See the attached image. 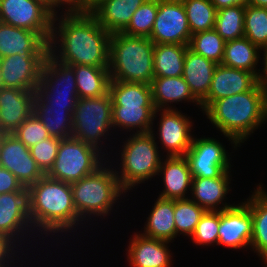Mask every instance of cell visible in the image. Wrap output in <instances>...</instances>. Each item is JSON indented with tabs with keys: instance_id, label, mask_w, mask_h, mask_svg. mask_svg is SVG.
<instances>
[{
	"instance_id": "ba28073f",
	"label": "cell",
	"mask_w": 267,
	"mask_h": 267,
	"mask_svg": "<svg viewBox=\"0 0 267 267\" xmlns=\"http://www.w3.org/2000/svg\"><path fill=\"white\" fill-rule=\"evenodd\" d=\"M105 157L97 148L83 141L73 137L62 139L56 160L46 175L72 184L95 172L106 162L108 157Z\"/></svg>"
},
{
	"instance_id": "4fadbf2b",
	"label": "cell",
	"mask_w": 267,
	"mask_h": 267,
	"mask_svg": "<svg viewBox=\"0 0 267 267\" xmlns=\"http://www.w3.org/2000/svg\"><path fill=\"white\" fill-rule=\"evenodd\" d=\"M174 109H157L154 112L153 124L159 114V127L157 137L162 145L167 157L185 156L192 144L193 134H191L194 122L184 113ZM160 112V113H159ZM193 122V123H192ZM193 124V125H192ZM159 132V133H158Z\"/></svg>"
},
{
	"instance_id": "6da1fadb",
	"label": "cell",
	"mask_w": 267,
	"mask_h": 267,
	"mask_svg": "<svg viewBox=\"0 0 267 267\" xmlns=\"http://www.w3.org/2000/svg\"><path fill=\"white\" fill-rule=\"evenodd\" d=\"M110 36L89 11L61 10L53 17L48 53L68 66L108 67Z\"/></svg>"
},
{
	"instance_id": "f546056e",
	"label": "cell",
	"mask_w": 267,
	"mask_h": 267,
	"mask_svg": "<svg viewBox=\"0 0 267 267\" xmlns=\"http://www.w3.org/2000/svg\"><path fill=\"white\" fill-rule=\"evenodd\" d=\"M33 112L44 124L50 136L59 139L72 137V112L67 107L48 106L35 94Z\"/></svg>"
},
{
	"instance_id": "681fc988",
	"label": "cell",
	"mask_w": 267,
	"mask_h": 267,
	"mask_svg": "<svg viewBox=\"0 0 267 267\" xmlns=\"http://www.w3.org/2000/svg\"><path fill=\"white\" fill-rule=\"evenodd\" d=\"M247 5L267 8V0H247Z\"/></svg>"
},
{
	"instance_id": "484cf974",
	"label": "cell",
	"mask_w": 267,
	"mask_h": 267,
	"mask_svg": "<svg viewBox=\"0 0 267 267\" xmlns=\"http://www.w3.org/2000/svg\"><path fill=\"white\" fill-rule=\"evenodd\" d=\"M258 186V187H257ZM244 201L252 215V239L250 250L258 255L262 262L267 261V191L260 183Z\"/></svg>"
},
{
	"instance_id": "7bdbcfd3",
	"label": "cell",
	"mask_w": 267,
	"mask_h": 267,
	"mask_svg": "<svg viewBox=\"0 0 267 267\" xmlns=\"http://www.w3.org/2000/svg\"><path fill=\"white\" fill-rule=\"evenodd\" d=\"M13 134L28 148L50 137L44 124L34 112L30 114Z\"/></svg>"
},
{
	"instance_id": "603a6c76",
	"label": "cell",
	"mask_w": 267,
	"mask_h": 267,
	"mask_svg": "<svg viewBox=\"0 0 267 267\" xmlns=\"http://www.w3.org/2000/svg\"><path fill=\"white\" fill-rule=\"evenodd\" d=\"M230 173L231 171H225L220 177L214 178L193 177L189 198L206 211H222L231 208L235 203L232 205L225 202L226 195L231 191Z\"/></svg>"
},
{
	"instance_id": "f5cc1de1",
	"label": "cell",
	"mask_w": 267,
	"mask_h": 267,
	"mask_svg": "<svg viewBox=\"0 0 267 267\" xmlns=\"http://www.w3.org/2000/svg\"><path fill=\"white\" fill-rule=\"evenodd\" d=\"M3 87V78H2V71H1V65H0V89Z\"/></svg>"
},
{
	"instance_id": "e575fe53",
	"label": "cell",
	"mask_w": 267,
	"mask_h": 267,
	"mask_svg": "<svg viewBox=\"0 0 267 267\" xmlns=\"http://www.w3.org/2000/svg\"><path fill=\"white\" fill-rule=\"evenodd\" d=\"M188 19L191 34L211 30L215 27L217 9L211 0H181Z\"/></svg>"
},
{
	"instance_id": "277c9868",
	"label": "cell",
	"mask_w": 267,
	"mask_h": 267,
	"mask_svg": "<svg viewBox=\"0 0 267 267\" xmlns=\"http://www.w3.org/2000/svg\"><path fill=\"white\" fill-rule=\"evenodd\" d=\"M110 159H107L108 161L106 160L92 174L71 184L77 214L89 224L97 217L103 220L109 216L113 212L116 202L118 203L126 193L121 188L116 176L114 169L116 165H111L113 162L115 163V160L110 162Z\"/></svg>"
},
{
	"instance_id": "816d5d0a",
	"label": "cell",
	"mask_w": 267,
	"mask_h": 267,
	"mask_svg": "<svg viewBox=\"0 0 267 267\" xmlns=\"http://www.w3.org/2000/svg\"><path fill=\"white\" fill-rule=\"evenodd\" d=\"M54 12V0H40Z\"/></svg>"
},
{
	"instance_id": "db71d44e",
	"label": "cell",
	"mask_w": 267,
	"mask_h": 267,
	"mask_svg": "<svg viewBox=\"0 0 267 267\" xmlns=\"http://www.w3.org/2000/svg\"><path fill=\"white\" fill-rule=\"evenodd\" d=\"M265 265H263L264 267H267V261L263 262Z\"/></svg>"
},
{
	"instance_id": "d590c367",
	"label": "cell",
	"mask_w": 267,
	"mask_h": 267,
	"mask_svg": "<svg viewBox=\"0 0 267 267\" xmlns=\"http://www.w3.org/2000/svg\"><path fill=\"white\" fill-rule=\"evenodd\" d=\"M205 212L204 208L190 198L174 200L176 238L180 235L190 238Z\"/></svg>"
},
{
	"instance_id": "60d3db41",
	"label": "cell",
	"mask_w": 267,
	"mask_h": 267,
	"mask_svg": "<svg viewBox=\"0 0 267 267\" xmlns=\"http://www.w3.org/2000/svg\"><path fill=\"white\" fill-rule=\"evenodd\" d=\"M218 230L219 211H206L197 224L190 240L197 246H217Z\"/></svg>"
},
{
	"instance_id": "30bf717a",
	"label": "cell",
	"mask_w": 267,
	"mask_h": 267,
	"mask_svg": "<svg viewBox=\"0 0 267 267\" xmlns=\"http://www.w3.org/2000/svg\"><path fill=\"white\" fill-rule=\"evenodd\" d=\"M54 12L40 0H0V21L37 32L49 43Z\"/></svg>"
},
{
	"instance_id": "7dc6e473",
	"label": "cell",
	"mask_w": 267,
	"mask_h": 267,
	"mask_svg": "<svg viewBox=\"0 0 267 267\" xmlns=\"http://www.w3.org/2000/svg\"><path fill=\"white\" fill-rule=\"evenodd\" d=\"M214 7L218 10L233 7V6H246L247 0H211Z\"/></svg>"
},
{
	"instance_id": "52a82bcc",
	"label": "cell",
	"mask_w": 267,
	"mask_h": 267,
	"mask_svg": "<svg viewBox=\"0 0 267 267\" xmlns=\"http://www.w3.org/2000/svg\"><path fill=\"white\" fill-rule=\"evenodd\" d=\"M72 124L73 138L97 148L105 156L109 155L103 141L108 140L107 136H111V133H115L111 131L113 130L111 94L108 92L100 97L78 99L72 113Z\"/></svg>"
},
{
	"instance_id": "8d00e7d4",
	"label": "cell",
	"mask_w": 267,
	"mask_h": 267,
	"mask_svg": "<svg viewBox=\"0 0 267 267\" xmlns=\"http://www.w3.org/2000/svg\"><path fill=\"white\" fill-rule=\"evenodd\" d=\"M245 6H233L217 11L216 32L225 40L230 41L244 37Z\"/></svg>"
},
{
	"instance_id": "ee69618b",
	"label": "cell",
	"mask_w": 267,
	"mask_h": 267,
	"mask_svg": "<svg viewBox=\"0 0 267 267\" xmlns=\"http://www.w3.org/2000/svg\"><path fill=\"white\" fill-rule=\"evenodd\" d=\"M20 250L22 253L23 250L19 249V246L12 239L0 233V267H10L12 263H18L15 259H18L20 262L22 257H18L19 255H17V253H20Z\"/></svg>"
},
{
	"instance_id": "83f0119b",
	"label": "cell",
	"mask_w": 267,
	"mask_h": 267,
	"mask_svg": "<svg viewBox=\"0 0 267 267\" xmlns=\"http://www.w3.org/2000/svg\"><path fill=\"white\" fill-rule=\"evenodd\" d=\"M216 66L213 61L187 49L182 77L200 102L208 95Z\"/></svg>"
},
{
	"instance_id": "7c38bea8",
	"label": "cell",
	"mask_w": 267,
	"mask_h": 267,
	"mask_svg": "<svg viewBox=\"0 0 267 267\" xmlns=\"http://www.w3.org/2000/svg\"><path fill=\"white\" fill-rule=\"evenodd\" d=\"M231 154L223 143L211 137H193L191 147L186 153L193 177H220L225 171H230Z\"/></svg>"
},
{
	"instance_id": "ffe728a7",
	"label": "cell",
	"mask_w": 267,
	"mask_h": 267,
	"mask_svg": "<svg viewBox=\"0 0 267 267\" xmlns=\"http://www.w3.org/2000/svg\"><path fill=\"white\" fill-rule=\"evenodd\" d=\"M36 91L0 89V133L13 134L33 112Z\"/></svg>"
},
{
	"instance_id": "c3c4849f",
	"label": "cell",
	"mask_w": 267,
	"mask_h": 267,
	"mask_svg": "<svg viewBox=\"0 0 267 267\" xmlns=\"http://www.w3.org/2000/svg\"><path fill=\"white\" fill-rule=\"evenodd\" d=\"M263 63L261 65H263L264 67V72H263V76H262V79H261V82L263 84V87L266 89L267 91V52L264 53V57L262 59Z\"/></svg>"
},
{
	"instance_id": "2e32d148",
	"label": "cell",
	"mask_w": 267,
	"mask_h": 267,
	"mask_svg": "<svg viewBox=\"0 0 267 267\" xmlns=\"http://www.w3.org/2000/svg\"><path fill=\"white\" fill-rule=\"evenodd\" d=\"M218 234V245L231 248V250L250 249L252 215L244 202L219 211Z\"/></svg>"
},
{
	"instance_id": "f907efd6",
	"label": "cell",
	"mask_w": 267,
	"mask_h": 267,
	"mask_svg": "<svg viewBox=\"0 0 267 267\" xmlns=\"http://www.w3.org/2000/svg\"><path fill=\"white\" fill-rule=\"evenodd\" d=\"M100 0H83V11H89Z\"/></svg>"
},
{
	"instance_id": "836d02e7",
	"label": "cell",
	"mask_w": 267,
	"mask_h": 267,
	"mask_svg": "<svg viewBox=\"0 0 267 267\" xmlns=\"http://www.w3.org/2000/svg\"><path fill=\"white\" fill-rule=\"evenodd\" d=\"M109 93L112 98V106L155 107L149 84L111 80Z\"/></svg>"
},
{
	"instance_id": "5bb4252c",
	"label": "cell",
	"mask_w": 267,
	"mask_h": 267,
	"mask_svg": "<svg viewBox=\"0 0 267 267\" xmlns=\"http://www.w3.org/2000/svg\"><path fill=\"white\" fill-rule=\"evenodd\" d=\"M0 233L7 235L20 249L25 247L26 237L35 233L29 218L28 191L0 194Z\"/></svg>"
},
{
	"instance_id": "d4e9b609",
	"label": "cell",
	"mask_w": 267,
	"mask_h": 267,
	"mask_svg": "<svg viewBox=\"0 0 267 267\" xmlns=\"http://www.w3.org/2000/svg\"><path fill=\"white\" fill-rule=\"evenodd\" d=\"M155 109H174L173 103H191L201 108V102L192 94L182 76L154 77L150 84ZM186 101V102H185ZM174 106H170V105Z\"/></svg>"
},
{
	"instance_id": "b9f144b4",
	"label": "cell",
	"mask_w": 267,
	"mask_h": 267,
	"mask_svg": "<svg viewBox=\"0 0 267 267\" xmlns=\"http://www.w3.org/2000/svg\"><path fill=\"white\" fill-rule=\"evenodd\" d=\"M61 140L50 136L29 148L32 158L45 175L50 171L56 160Z\"/></svg>"
},
{
	"instance_id": "f1b7e54d",
	"label": "cell",
	"mask_w": 267,
	"mask_h": 267,
	"mask_svg": "<svg viewBox=\"0 0 267 267\" xmlns=\"http://www.w3.org/2000/svg\"><path fill=\"white\" fill-rule=\"evenodd\" d=\"M153 205L144 223V230L140 234L173 243L176 238L174 200L157 197Z\"/></svg>"
},
{
	"instance_id": "ab89813d",
	"label": "cell",
	"mask_w": 267,
	"mask_h": 267,
	"mask_svg": "<svg viewBox=\"0 0 267 267\" xmlns=\"http://www.w3.org/2000/svg\"><path fill=\"white\" fill-rule=\"evenodd\" d=\"M157 11L158 0H146L134 12L129 25L122 33L128 36L150 37Z\"/></svg>"
},
{
	"instance_id": "3957f363",
	"label": "cell",
	"mask_w": 267,
	"mask_h": 267,
	"mask_svg": "<svg viewBox=\"0 0 267 267\" xmlns=\"http://www.w3.org/2000/svg\"><path fill=\"white\" fill-rule=\"evenodd\" d=\"M203 114L237 150L267 122V91L260 80L249 91L214 101Z\"/></svg>"
},
{
	"instance_id": "e0dca14e",
	"label": "cell",
	"mask_w": 267,
	"mask_h": 267,
	"mask_svg": "<svg viewBox=\"0 0 267 267\" xmlns=\"http://www.w3.org/2000/svg\"><path fill=\"white\" fill-rule=\"evenodd\" d=\"M46 57L22 56L19 54L1 57L3 87L36 91L41 80V71Z\"/></svg>"
},
{
	"instance_id": "bcb514c9",
	"label": "cell",
	"mask_w": 267,
	"mask_h": 267,
	"mask_svg": "<svg viewBox=\"0 0 267 267\" xmlns=\"http://www.w3.org/2000/svg\"><path fill=\"white\" fill-rule=\"evenodd\" d=\"M61 8L66 9L65 12L83 11V0H54V13H58Z\"/></svg>"
},
{
	"instance_id": "8fae6325",
	"label": "cell",
	"mask_w": 267,
	"mask_h": 267,
	"mask_svg": "<svg viewBox=\"0 0 267 267\" xmlns=\"http://www.w3.org/2000/svg\"><path fill=\"white\" fill-rule=\"evenodd\" d=\"M191 31L181 0H158V11L149 39L154 44L189 45Z\"/></svg>"
},
{
	"instance_id": "9c48e42d",
	"label": "cell",
	"mask_w": 267,
	"mask_h": 267,
	"mask_svg": "<svg viewBox=\"0 0 267 267\" xmlns=\"http://www.w3.org/2000/svg\"><path fill=\"white\" fill-rule=\"evenodd\" d=\"M36 95L48 106L67 107L73 113L79 99L73 69L48 54Z\"/></svg>"
},
{
	"instance_id": "7402d4cb",
	"label": "cell",
	"mask_w": 267,
	"mask_h": 267,
	"mask_svg": "<svg viewBox=\"0 0 267 267\" xmlns=\"http://www.w3.org/2000/svg\"><path fill=\"white\" fill-rule=\"evenodd\" d=\"M165 158H162L157 173L163 178L164 184L163 191L158 197L170 200L189 198L193 176L187 158L185 156H166Z\"/></svg>"
},
{
	"instance_id": "d6986e66",
	"label": "cell",
	"mask_w": 267,
	"mask_h": 267,
	"mask_svg": "<svg viewBox=\"0 0 267 267\" xmlns=\"http://www.w3.org/2000/svg\"><path fill=\"white\" fill-rule=\"evenodd\" d=\"M132 237V238H131ZM127 248V262L130 267H171L172 252L168 244L170 241L149 238L134 232ZM171 252V253H170Z\"/></svg>"
},
{
	"instance_id": "f6af8a7d",
	"label": "cell",
	"mask_w": 267,
	"mask_h": 267,
	"mask_svg": "<svg viewBox=\"0 0 267 267\" xmlns=\"http://www.w3.org/2000/svg\"><path fill=\"white\" fill-rule=\"evenodd\" d=\"M15 191H27V188L23 187L14 174L0 166V194Z\"/></svg>"
},
{
	"instance_id": "4316f807",
	"label": "cell",
	"mask_w": 267,
	"mask_h": 267,
	"mask_svg": "<svg viewBox=\"0 0 267 267\" xmlns=\"http://www.w3.org/2000/svg\"><path fill=\"white\" fill-rule=\"evenodd\" d=\"M252 44L246 37L225 42L222 65L230 68L242 69L253 73L259 80L262 79L264 68H257L259 60L265 52ZM263 55H260V54Z\"/></svg>"
},
{
	"instance_id": "5b68a950",
	"label": "cell",
	"mask_w": 267,
	"mask_h": 267,
	"mask_svg": "<svg viewBox=\"0 0 267 267\" xmlns=\"http://www.w3.org/2000/svg\"><path fill=\"white\" fill-rule=\"evenodd\" d=\"M154 45L149 37L111 34L108 66L111 80L150 85L154 79Z\"/></svg>"
},
{
	"instance_id": "f35d334b",
	"label": "cell",
	"mask_w": 267,
	"mask_h": 267,
	"mask_svg": "<svg viewBox=\"0 0 267 267\" xmlns=\"http://www.w3.org/2000/svg\"><path fill=\"white\" fill-rule=\"evenodd\" d=\"M225 40L213 28L191 35L189 49L194 53L221 64L224 55Z\"/></svg>"
},
{
	"instance_id": "4dcf8cb0",
	"label": "cell",
	"mask_w": 267,
	"mask_h": 267,
	"mask_svg": "<svg viewBox=\"0 0 267 267\" xmlns=\"http://www.w3.org/2000/svg\"><path fill=\"white\" fill-rule=\"evenodd\" d=\"M77 82L78 98L100 97L109 92L111 81L108 67L70 66Z\"/></svg>"
},
{
	"instance_id": "ac0fdd59",
	"label": "cell",
	"mask_w": 267,
	"mask_h": 267,
	"mask_svg": "<svg viewBox=\"0 0 267 267\" xmlns=\"http://www.w3.org/2000/svg\"><path fill=\"white\" fill-rule=\"evenodd\" d=\"M260 80L251 72L217 64L208 95L201 101L202 113L216 100L251 90Z\"/></svg>"
},
{
	"instance_id": "9a60e30c",
	"label": "cell",
	"mask_w": 267,
	"mask_h": 267,
	"mask_svg": "<svg viewBox=\"0 0 267 267\" xmlns=\"http://www.w3.org/2000/svg\"><path fill=\"white\" fill-rule=\"evenodd\" d=\"M0 166L14 174L25 188L45 175L32 158L29 148L14 134H1Z\"/></svg>"
},
{
	"instance_id": "d6a6232c",
	"label": "cell",
	"mask_w": 267,
	"mask_h": 267,
	"mask_svg": "<svg viewBox=\"0 0 267 267\" xmlns=\"http://www.w3.org/2000/svg\"><path fill=\"white\" fill-rule=\"evenodd\" d=\"M188 45L155 44L154 77H179L183 74L184 58Z\"/></svg>"
},
{
	"instance_id": "44dd1931",
	"label": "cell",
	"mask_w": 267,
	"mask_h": 267,
	"mask_svg": "<svg viewBox=\"0 0 267 267\" xmlns=\"http://www.w3.org/2000/svg\"><path fill=\"white\" fill-rule=\"evenodd\" d=\"M15 54L47 56L48 43L37 32L0 21V58Z\"/></svg>"
},
{
	"instance_id": "cb8c5ba5",
	"label": "cell",
	"mask_w": 267,
	"mask_h": 267,
	"mask_svg": "<svg viewBox=\"0 0 267 267\" xmlns=\"http://www.w3.org/2000/svg\"><path fill=\"white\" fill-rule=\"evenodd\" d=\"M146 0H100L89 12L110 34L122 33Z\"/></svg>"
},
{
	"instance_id": "8992f818",
	"label": "cell",
	"mask_w": 267,
	"mask_h": 267,
	"mask_svg": "<svg viewBox=\"0 0 267 267\" xmlns=\"http://www.w3.org/2000/svg\"><path fill=\"white\" fill-rule=\"evenodd\" d=\"M152 127L150 133L132 134L123 141L119 153L120 164L115 168L121 188L130 192L136 185L157 176L162 158L159 142ZM155 134V135H154ZM156 140V141H155ZM158 142V143H157ZM121 152V153H120Z\"/></svg>"
},
{
	"instance_id": "7a4b0ae2",
	"label": "cell",
	"mask_w": 267,
	"mask_h": 267,
	"mask_svg": "<svg viewBox=\"0 0 267 267\" xmlns=\"http://www.w3.org/2000/svg\"><path fill=\"white\" fill-rule=\"evenodd\" d=\"M27 191L29 218L35 231V235L29 239L34 237L35 241L43 234L52 238L59 233L68 237V233L80 228L78 225L82 224L81 228H84L83 224H87L77 214L71 184L44 175Z\"/></svg>"
},
{
	"instance_id": "74e56055",
	"label": "cell",
	"mask_w": 267,
	"mask_h": 267,
	"mask_svg": "<svg viewBox=\"0 0 267 267\" xmlns=\"http://www.w3.org/2000/svg\"><path fill=\"white\" fill-rule=\"evenodd\" d=\"M244 37L267 52V8L245 6Z\"/></svg>"
},
{
	"instance_id": "1f68e13d",
	"label": "cell",
	"mask_w": 267,
	"mask_h": 267,
	"mask_svg": "<svg viewBox=\"0 0 267 267\" xmlns=\"http://www.w3.org/2000/svg\"><path fill=\"white\" fill-rule=\"evenodd\" d=\"M155 107L112 106L113 130L133 132L132 134L150 133L153 125ZM122 129V130H121ZM136 130V132H135Z\"/></svg>"
}]
</instances>
